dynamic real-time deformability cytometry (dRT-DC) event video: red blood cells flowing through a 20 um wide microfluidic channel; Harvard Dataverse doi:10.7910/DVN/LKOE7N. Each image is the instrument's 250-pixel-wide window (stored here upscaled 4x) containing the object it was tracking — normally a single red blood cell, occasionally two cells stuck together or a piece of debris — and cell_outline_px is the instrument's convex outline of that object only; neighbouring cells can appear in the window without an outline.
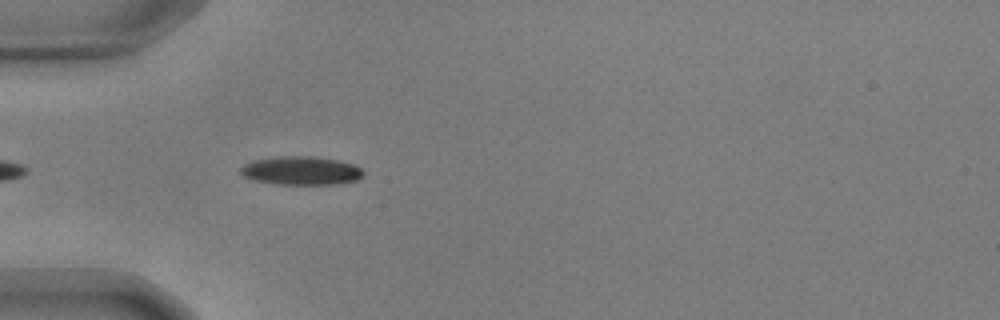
{"species": "common noctule bat (a hibernating species)", "species_latin": "Nyctalus noctula", "temperature_condition": "warm", "stored_images_in_passage": 22, "camera_frame_rate_fps": 3000, "um_per_image_px": 0.085, "animal": {"sex": "male", "body_mass_g": 17.9, "forearm_length_mm": 54.2}, "frame": {"image": 1, "passage_image": 4, "time_ms": 1.0, "image_size_px": [1000, 320], "cell_outline_px": [[364, 176], [356, 180], [340, 184], [276, 184], [252, 180], [244, 176], [240, 172], [240, 168], [244, 164], [252, 160], [280, 156], [312, 156], [336, 160], [352, 164], [360, 168], [364, 172]], "centroid_in_image_um": [25.58, 14.51], "position_along_channel_um": 59.4, "area_um2": 20.46}}
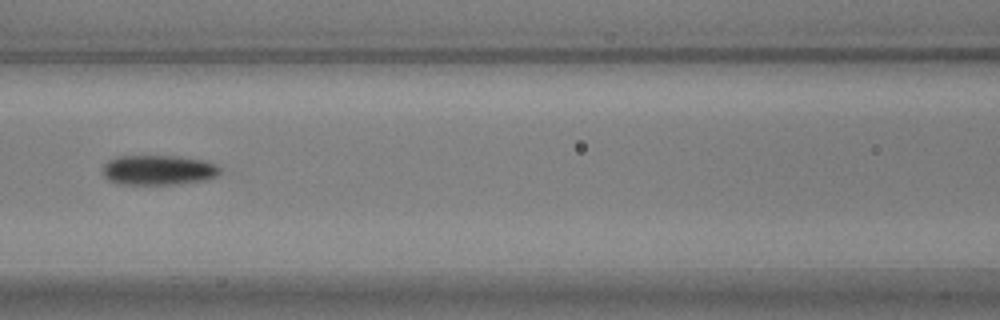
{"frame": {"image": 2, "passage_image": 12, "time_ms": 3.667, "image_size_px": [1000, 320], "cell_outline_px": [[220, 172], [216, 176], [204, 180], [172, 184], [116, 184], [108, 180], [104, 176], [104, 164], [108, 160], [116, 156], [180, 156], [208, 160], [216, 164], [220, 168]], "centroid_in_image_um": [13.47, 14.44], "position_along_channel_um": 153.1, "area_um2": 20.58}}
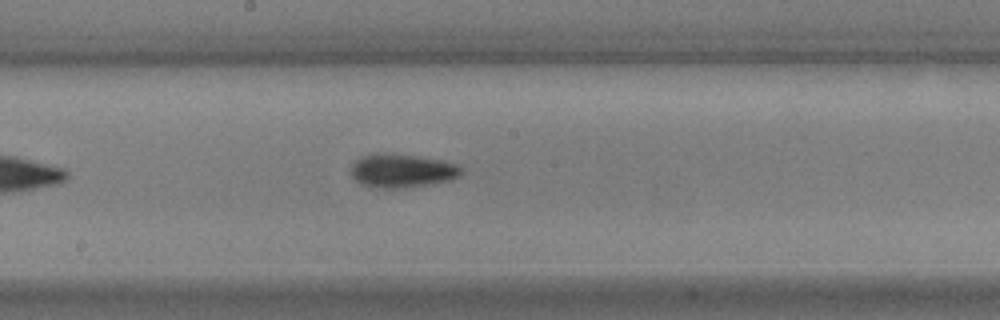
{"frame": {"image": 3, "passage_image": 17, "time_ms": 5.333, "image_size_px": [1000, 320], "cell_outline_px": [[464, 172], [460, 176], [452, 180], [428, 184], [396, 188], [372, 188], [360, 184], [348, 172], [352, 164], [360, 156], [376, 152], [420, 156], [444, 160], [456, 164], [464, 168]], "centroid_in_image_um": [34.16, 14.5], "position_along_channel_um": 214.0, "area_um2": 22.14}}